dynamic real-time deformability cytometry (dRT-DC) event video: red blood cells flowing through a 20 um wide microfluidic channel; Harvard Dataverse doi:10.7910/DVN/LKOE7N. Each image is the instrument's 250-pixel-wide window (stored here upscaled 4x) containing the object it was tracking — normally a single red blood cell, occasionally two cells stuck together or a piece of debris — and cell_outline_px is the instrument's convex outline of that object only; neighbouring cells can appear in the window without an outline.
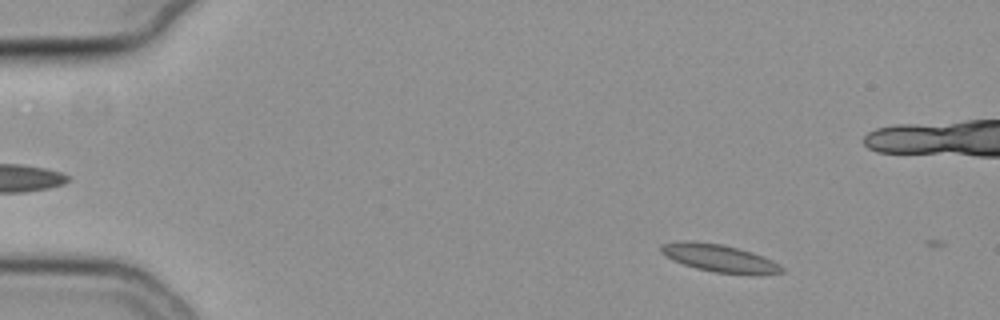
{"species": "common noctule bat (a hibernating species)", "species_latin": "Nyctalus noctula", "temperature_condition": "cold", "stored_images_in_passage": 8, "camera_frame_rate_fps": 3000, "um_per_image_px": 0.085, "animal": {"sex": "female", "body_mass_g": 19.3, "forearm_length_mm": 54.1}, "frame": {"image": 1, "passage_image": 7, "time_ms": 2.0, "image_size_px": [1000, 320], "cell_outline_px": [[784, 272], [716, 272], [696, 268], [672, 260], [664, 256], [660, 252], [660, 244], [680, 240], [692, 240], [720, 244], [752, 252], [764, 256], [780, 264], [784, 268]], "centroid_in_image_um": [61.01, 21.88], "position_along_channel_um": 24.0, "area_um2": 18.84}}